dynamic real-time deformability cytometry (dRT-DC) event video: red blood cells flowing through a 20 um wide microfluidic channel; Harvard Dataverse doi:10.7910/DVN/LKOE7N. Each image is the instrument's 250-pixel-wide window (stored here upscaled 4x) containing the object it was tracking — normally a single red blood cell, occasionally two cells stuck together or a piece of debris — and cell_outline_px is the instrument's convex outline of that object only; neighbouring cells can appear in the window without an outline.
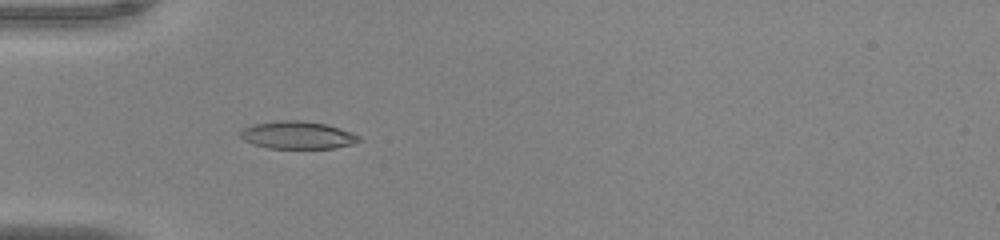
{"species": "common noctule bat (a hibernating species)", "species_latin": "Nyctalus noctula", "temperature_condition": "warm", "stored_images_in_passage": 36, "camera_frame_rate_fps": 3000, "um_per_image_px": 0.085, "animal": {"sex": "male", "body_mass_g": 20.0, "forearm_length_mm": 53.3}, "frame": {"image": 1, "passage_image": 1, "time_ms": 0.0, "image_size_px": [1000, 240], "cell_outline_px": [[364, 140], [352, 144], [332, 148], [268, 148], [252, 144], [244, 140], [240, 136], [240, 132], [244, 128], [252, 124], [280, 120], [300, 120], [324, 124], [340, 128], [352, 132], [360, 136]], "centroid_in_image_um": [25.3, 11.48], "position_along_channel_um": 59.7, "area_um2": 19.13}}
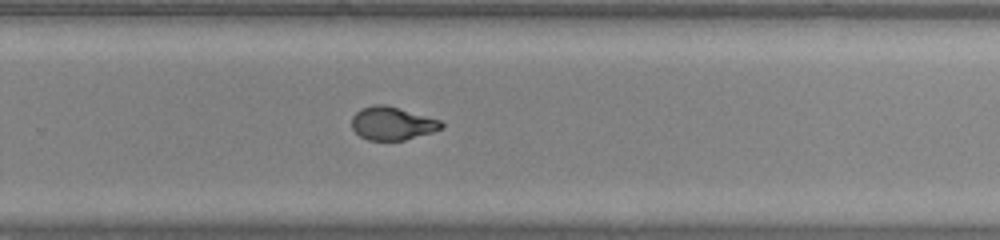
{"frame": {"image": 2, "passage_image": 19, "time_ms": 6.0, "image_size_px": [1000, 240], "cell_outline_px": [[444, 128], [432, 132], [404, 140], [368, 140], [360, 136], [352, 128], [352, 116], [360, 108], [372, 104], [384, 104], [440, 120], [444, 124]], "centroid_in_image_um": [33.32, 10.48], "position_along_channel_um": 296.5, "area_um2": 17.28}}
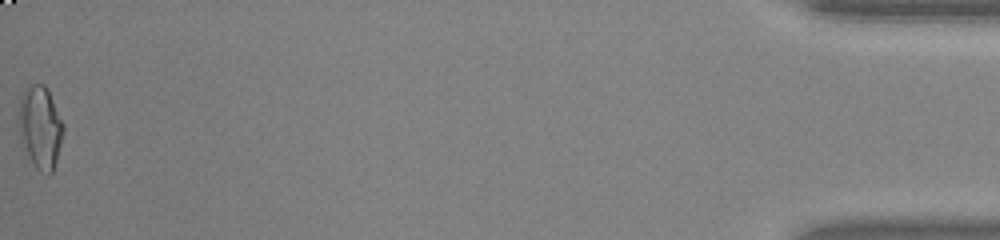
{"frame": {"image": 3, "passage_image": 36, "time_ms": 11.667, "image_size_px": [1000, 240], "cell_outline_px": [[64, 132], [56, 160], [52, 172], [48, 176], [40, 172], [36, 168], [20, 144], [16, 120], [16, 112], [20, 96], [24, 88], [28, 84], [44, 84], [48, 88], [64, 124]], "centroid_in_image_um": [3.36, 10.78], "position_along_channel_um": 431.8, "area_um2": 22.48}, "authors_computed_cell_mechanics": {"area_um2": 18.2937, "velocity_mm_per_s": 4.0425, "shape_relaxation_time_tau1_ms": null, "shape_relaxation_time_tau2_ms": 1.0948, "deformation_change_tau1": null, "deformation_change_tau2": 0.0691}}